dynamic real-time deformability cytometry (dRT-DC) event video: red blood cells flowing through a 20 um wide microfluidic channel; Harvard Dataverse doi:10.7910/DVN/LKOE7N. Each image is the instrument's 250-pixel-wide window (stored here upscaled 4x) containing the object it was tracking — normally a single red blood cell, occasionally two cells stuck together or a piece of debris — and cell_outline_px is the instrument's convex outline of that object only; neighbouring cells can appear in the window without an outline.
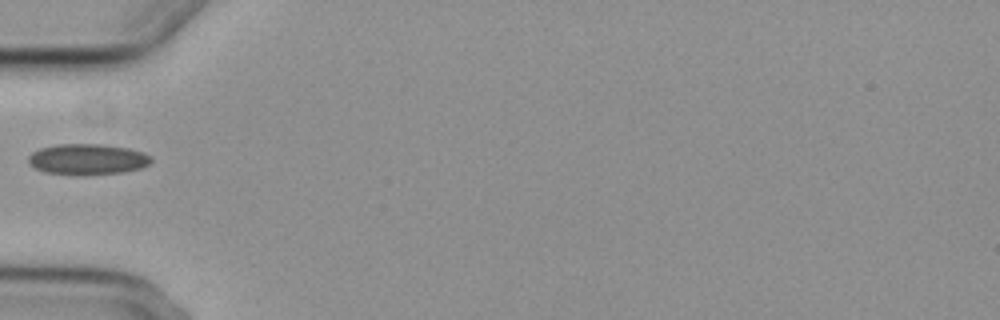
{"species": "common noctule bat (a hibernating species)", "species_latin": "Nyctalus noctula", "temperature_condition": "cold", "stored_images_in_passage": 1, "camera_frame_rate_fps": 3000, "um_per_image_px": 0.085, "animal": {"sex": "female", "body_mass_g": 29.2, "forearm_length_mm": 56.3}, "frame": {"image": 1, "passage_image": 1, "time_ms": 0.0, "image_size_px": [1000, 320], "cell_outline_px": [[152, 160], [148, 164], [140, 168], [124, 172], [44, 172], [36, 168], [28, 160], [28, 156], [32, 152], [40, 148], [56, 144], [104, 144], [128, 148], [144, 152], [152, 156]], "centroid_in_image_um": [7.48, 13.47], "position_along_channel_um": 77.5, "area_um2": 21.15}}